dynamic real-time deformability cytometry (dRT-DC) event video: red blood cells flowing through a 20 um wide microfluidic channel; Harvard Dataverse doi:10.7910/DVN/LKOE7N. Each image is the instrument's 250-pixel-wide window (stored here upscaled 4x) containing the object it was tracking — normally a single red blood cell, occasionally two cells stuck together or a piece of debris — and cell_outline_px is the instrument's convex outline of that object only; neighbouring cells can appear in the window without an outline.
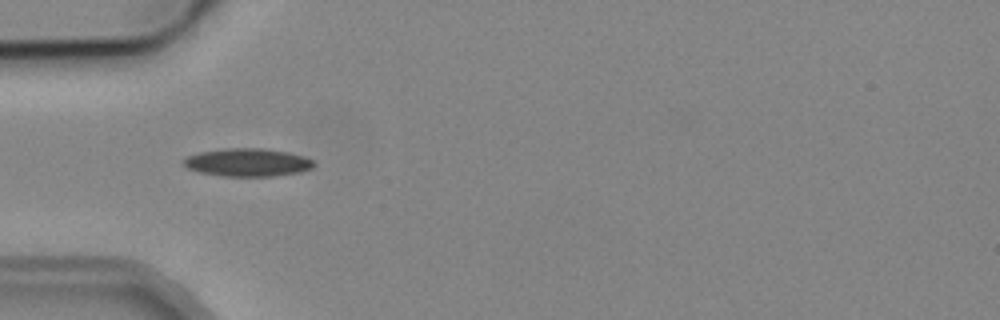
{"species": "common noctule bat (a hibernating species)", "species_latin": "Nyctalus noctula", "temperature_condition": "cold", "stored_images_in_passage": 6, "camera_frame_rate_fps": 3000, "um_per_image_px": 0.085, "animal": {"sex": "male", "body_mass_g": 19.2, "forearm_length_mm": 51.8}, "frame": {"image": 1, "passage_image": 1, "time_ms": 0.0, "image_size_px": [1000, 320], "cell_outline_px": [[312, 168], [300, 172], [272, 176], [224, 176], [200, 172], [188, 168], [184, 164], [184, 156], [200, 152], [224, 148], [260, 148], [288, 152], [312, 160]], "centroid_in_image_um": [20.99, 13.8], "position_along_channel_um": 64.0, "area_um2": 20.98}}
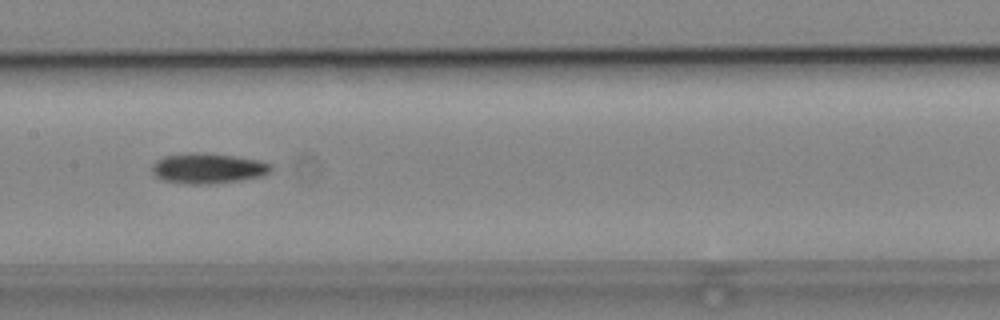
{"frame": {"image": 2, "passage_image": 4, "time_ms": 3.333, "image_size_px": [1000, 320], "cell_outline_px": [[272, 172], [264, 176], [216, 184], [188, 184], [164, 180], [156, 176], [152, 172], [152, 164], [156, 160], [164, 156], [232, 156], [260, 160], [272, 164]], "centroid_in_image_um": [17.76, 14.38], "position_along_channel_um": 189.6, "area_um2": 20.11}}
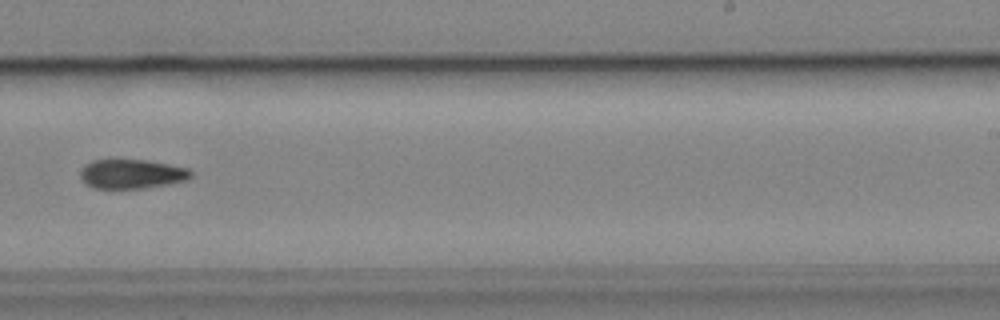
{"frame": {"image": 3, "passage_image": 6, "time_ms": 5.667, "image_size_px": [1000, 320], "cell_outline_px": [[192, 176], [188, 180], [168, 184], [144, 188], [92, 188], [84, 184], [80, 176], [80, 172], [84, 164], [92, 160], [112, 156], [148, 160], [188, 168], [192, 172]], "centroid_in_image_um": [11.13, 14.73], "position_along_channel_um": 277.9, "area_um2": 19.83}}